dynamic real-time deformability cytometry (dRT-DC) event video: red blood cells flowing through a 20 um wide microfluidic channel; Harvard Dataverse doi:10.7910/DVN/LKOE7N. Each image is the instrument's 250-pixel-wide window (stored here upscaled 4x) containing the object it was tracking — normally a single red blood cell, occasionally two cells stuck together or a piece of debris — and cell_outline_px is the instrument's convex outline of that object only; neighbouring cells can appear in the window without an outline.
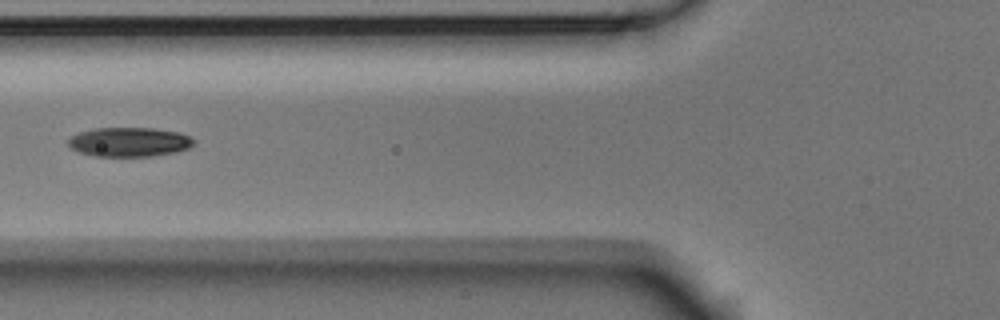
{"species": "Egyptian fruit bat (a non-hibernating species)", "species_latin": "Rousettus aegyptiacus", "temperature_condition": "room temperature", "stored_images_in_passage": 5, "camera_frame_rate_fps": 3000, "um_per_image_px": 0.085, "animal": {"sex": "male"}, "frame": {"image": 1, "passage_image": 3, "time_ms": 0.667, "image_size_px": [1000, 320], "cell_outline_px": [[196, 140], [188, 148], [176, 152], [152, 156], [96, 156], [80, 152], [72, 148], [68, 144], [68, 140], [72, 136], [80, 132], [96, 128], [152, 128], [180, 132]], "centroid_in_image_um": [11.01, 12.06], "position_along_channel_um": 114.8, "area_um2": 21.27}}
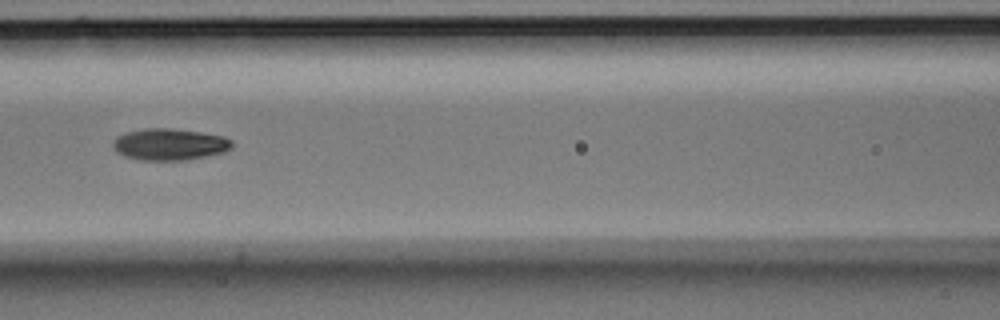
{"frame": {"image": 2, "passage_image": 4, "time_ms": 1.0, "image_size_px": [1000, 320], "cell_outline_px": [[232, 148], [224, 152], [184, 160], [140, 160], [124, 156], [116, 152], [112, 148], [112, 140], [116, 136], [124, 132], [144, 128], [172, 128], [200, 132], [224, 136], [232, 140]], "centroid_in_image_um": [14.36, 12.26], "position_along_channel_um": 152.2, "area_um2": 22.2}}
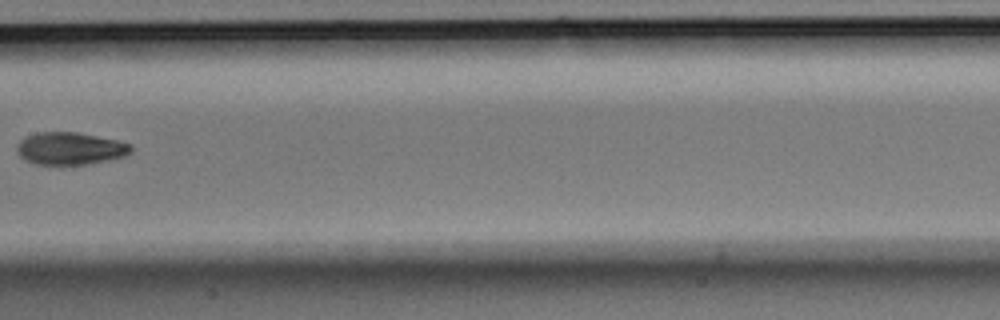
{"frame": {"image": 3, "passage_image": 5, "time_ms": 1.333, "image_size_px": [1000, 320], "cell_outline_px": [[132, 148], [124, 156], [84, 164], [36, 164], [24, 160], [16, 152], [16, 148], [20, 140], [36, 132], [76, 132], [116, 140], [132, 144]], "centroid_in_image_um": [5.9, 12.61], "position_along_channel_um": 201.5, "area_um2": 21.21}}